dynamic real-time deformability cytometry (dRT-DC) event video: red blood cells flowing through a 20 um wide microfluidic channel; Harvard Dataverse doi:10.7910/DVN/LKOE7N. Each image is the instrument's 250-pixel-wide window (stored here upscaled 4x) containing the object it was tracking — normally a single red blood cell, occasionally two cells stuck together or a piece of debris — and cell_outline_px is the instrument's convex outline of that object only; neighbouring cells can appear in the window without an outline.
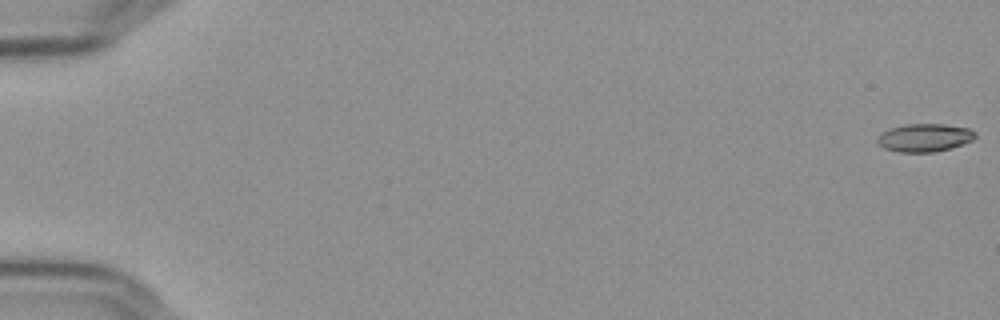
{"species": "Egyptian fruit bat (a non-hibernating species)", "species_latin": "Rousettus aegyptiacus", "temperature_condition": "cold", "stored_images_in_passage": 57, "camera_frame_rate_fps": 3000, "um_per_image_px": 0.085, "frame": {"image": 1, "passage_image": 1, "time_ms": 0.0, "image_size_px": [1000, 320], "cell_outline_px": [[976, 136], [972, 140], [948, 148], [932, 152], [900, 152], [884, 148], [876, 144], [876, 136], [880, 132], [888, 128], [904, 124], [944, 124], [968, 128], [976, 132]], "centroid_in_image_um": [78.5, 11.69], "position_along_channel_um": 6.5, "area_um2": 16.07}}
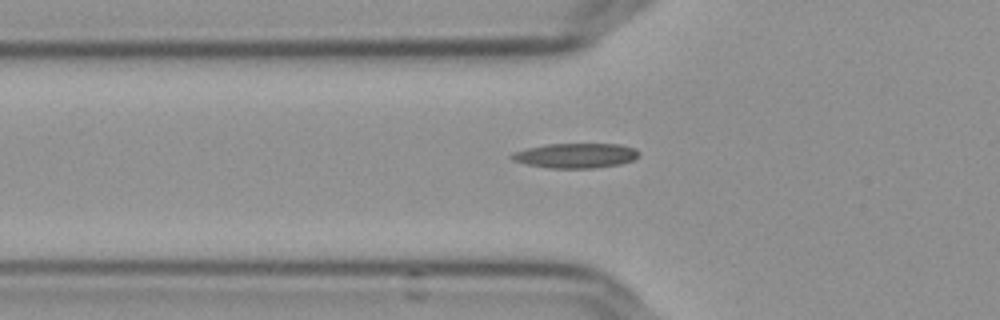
{"frame": {"image": 2, "passage_image": 21, "time_ms": 6.667, "image_size_px": [1000, 320], "cell_outline_px": [[640, 156], [632, 160], [620, 164], [592, 168], [548, 168], [528, 164], [512, 160], [508, 156], [512, 152], [544, 144], [620, 144], [636, 148], [640, 152]], "centroid_in_image_um": [48.93, 13.22], "position_along_channel_um": 76.9, "area_um2": 18.5}}
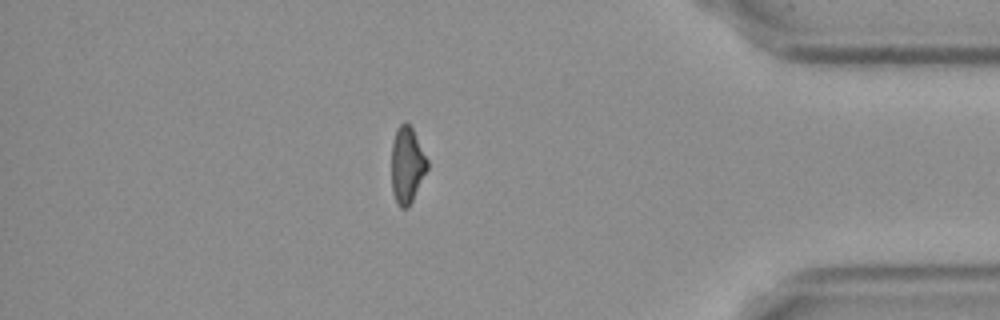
{"frame": {"image": 3, "passage_image": 50, "time_ms": 16.333, "image_size_px": [1000, 320], "cell_outline_px": [[428, 168], [408, 208], [400, 208], [396, 204], [392, 192], [392, 144], [396, 132], [400, 124], [404, 120], [412, 128], [428, 160]], "centroid_in_image_um": [34.59, 14.05], "position_along_channel_um": 400.6, "area_um2": 15.84}}